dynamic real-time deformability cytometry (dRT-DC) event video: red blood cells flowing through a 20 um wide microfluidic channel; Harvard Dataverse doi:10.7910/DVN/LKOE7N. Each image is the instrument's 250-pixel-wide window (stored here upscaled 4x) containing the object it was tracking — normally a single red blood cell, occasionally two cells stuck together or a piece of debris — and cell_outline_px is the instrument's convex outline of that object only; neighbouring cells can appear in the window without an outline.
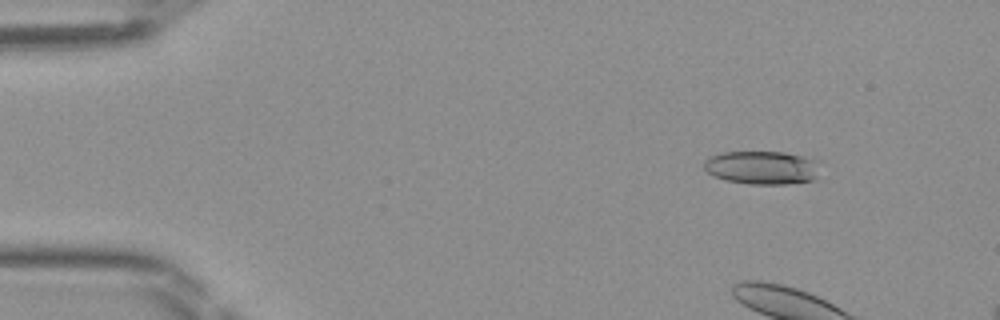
{"species": "Egyptian fruit bat (a non-hibernating species)", "species_latin": "Rousettus aegyptiacus", "temperature_condition": "room temperature", "stored_images_in_passage": 8, "camera_frame_rate_fps": 3000, "um_per_image_px": 0.085, "frame": {"image": 1, "passage_image": 5, "time_ms": 1.333, "image_size_px": [1000, 320], "cell_outline_px": [[820, 160], [816, 180], [788, 184], [748, 184], [724, 180], [708, 172], [704, 168], [704, 160], [720, 152], [784, 152]], "centroid_in_image_um": [64.82, 14.25], "position_along_channel_um": 20.2, "area_um2": 22.83}}